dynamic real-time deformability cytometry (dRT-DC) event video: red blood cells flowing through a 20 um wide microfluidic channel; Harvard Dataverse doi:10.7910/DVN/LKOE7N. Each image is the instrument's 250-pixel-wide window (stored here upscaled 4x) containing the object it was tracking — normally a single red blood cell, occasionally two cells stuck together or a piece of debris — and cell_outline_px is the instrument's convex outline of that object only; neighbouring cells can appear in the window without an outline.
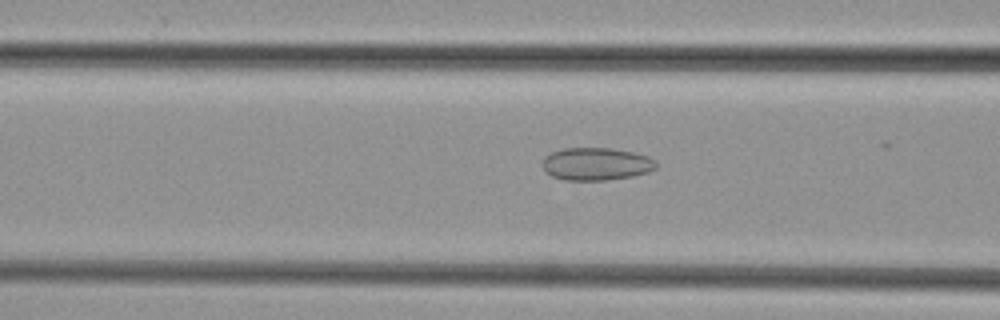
{"species": "common noctule bat (a hibernating species)", "species_latin": "Nyctalus noctula", "temperature_condition": "cold", "stored_images_in_passage": 37, "camera_frame_rate_fps": 3000, "um_per_image_px": 0.085, "animal": {"sex": "female", "body_mass_g": 29.2, "forearm_length_mm": 56.3}, "frame": {"image": 1, "passage_image": 19, "time_ms": 6.0, "image_size_px": [1000, 320], "cell_outline_px": [[656, 168], [648, 172], [632, 176], [608, 180], [564, 180], [552, 176], [540, 164], [544, 156], [552, 152], [564, 148], [612, 148], [632, 152], [648, 156], [656, 160]], "centroid_in_image_um": [50.67, 13.93], "position_along_channel_um": 115.9, "area_um2": 21.73}}
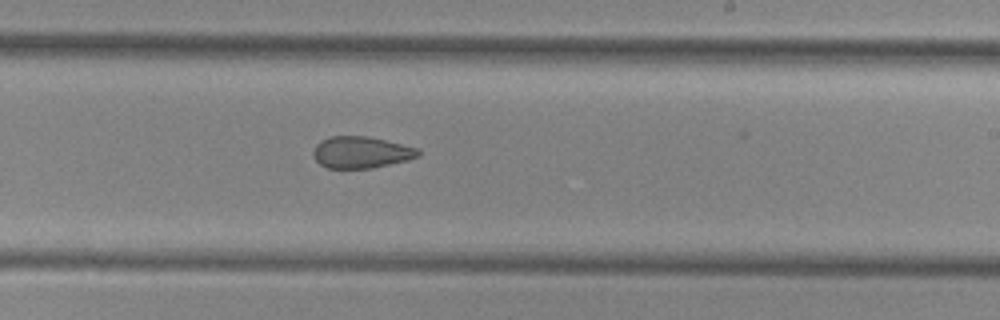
{"frame": {"image": 2, "passage_image": 29, "time_ms": 9.333, "image_size_px": [1000, 320], "cell_outline_px": [[420, 156], [408, 160], [372, 168], [328, 168], [320, 164], [312, 156], [312, 152], [316, 144], [320, 140], [328, 136], [368, 136], [416, 148], [420, 152]], "centroid_in_image_um": [30.65, 12.94], "position_along_channel_um": 258.4, "area_um2": 19.36}}
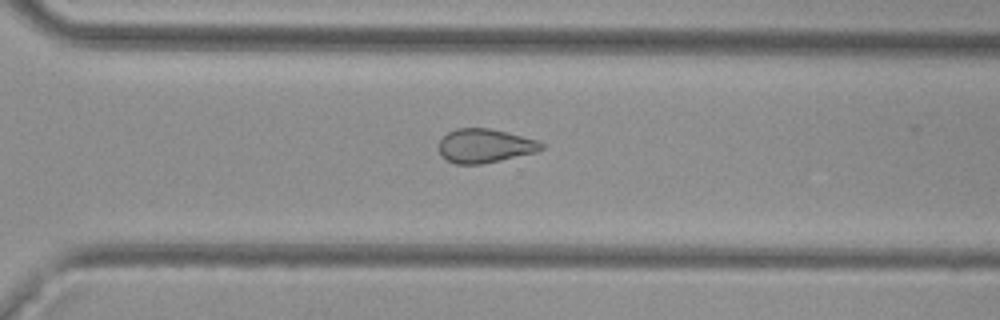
{"frame": {"image": 3, "passage_image": 34, "time_ms": 11.0, "image_size_px": [1000, 320], "cell_outline_px": [[544, 148], [536, 152], [500, 160], [480, 164], [456, 164], [440, 156], [440, 140], [448, 132], [456, 128], [488, 128], [508, 132], [540, 140], [544, 144]], "centroid_in_image_um": [41.24, 12.38], "position_along_channel_um": 329.4, "area_um2": 20.29}}